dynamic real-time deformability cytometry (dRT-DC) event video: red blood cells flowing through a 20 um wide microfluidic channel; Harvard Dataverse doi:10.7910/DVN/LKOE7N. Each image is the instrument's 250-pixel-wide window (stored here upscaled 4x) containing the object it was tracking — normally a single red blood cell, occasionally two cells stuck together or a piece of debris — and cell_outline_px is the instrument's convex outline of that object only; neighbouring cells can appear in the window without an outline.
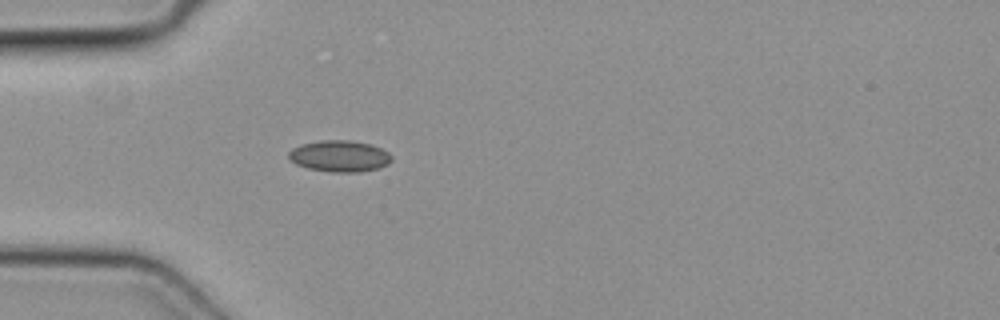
{"species": "common noctule bat (a hibernating species)", "species_latin": "Nyctalus noctula", "temperature_condition": "cold", "stored_images_in_passage": 29, "camera_frame_rate_fps": 3000, "um_per_image_px": 0.085, "animal": {"sex": "female", "body_mass_g": 19.3, "forearm_length_mm": 54.1}, "frame": {"image": 1, "passage_image": 1, "time_ms": 0.0, "image_size_px": [1000, 320], "cell_outline_px": [[392, 160], [388, 164], [380, 168], [360, 172], [328, 172], [308, 168], [296, 164], [288, 160], [288, 152], [292, 148], [300, 144], [320, 140], [348, 140], [372, 144], [388, 152], [392, 156]], "centroid_in_image_um": [28.85, 13.27], "position_along_channel_um": 56.2, "area_um2": 19.13}}
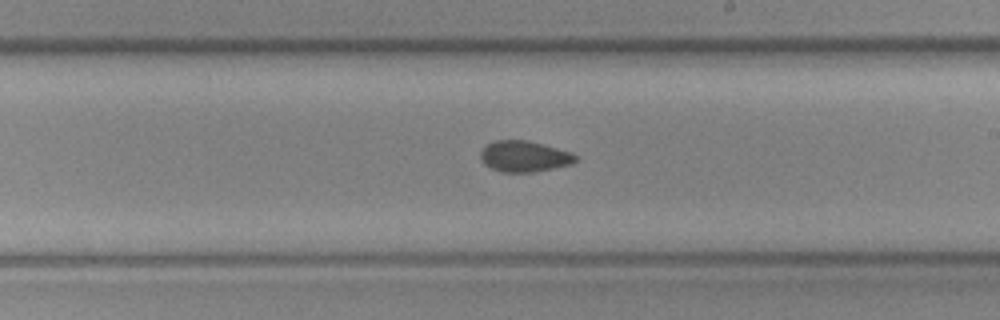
{"frame": {"image": 2, "passage_image": 15, "time_ms": 4.667, "image_size_px": [1000, 320], "cell_outline_px": [[580, 156], [572, 164], [532, 172], [504, 172], [492, 168], [484, 164], [480, 160], [480, 152], [488, 144], [496, 140], [528, 140], [572, 152]], "centroid_in_image_um": [44.58, 13.28], "position_along_channel_um": 244.4, "area_um2": 17.17}}
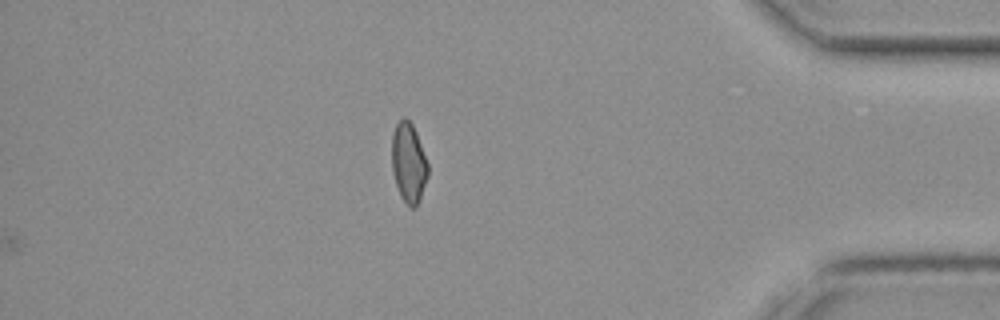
{"frame": {"image": 3, "passage_image": 29, "time_ms": 9.333, "image_size_px": [1000, 320], "cell_outline_px": [[428, 176], [416, 208], [412, 208], [400, 196], [392, 172], [392, 132], [396, 124], [404, 116], [412, 124], [416, 132], [428, 164]], "centroid_in_image_um": [34.72, 13.82], "position_along_channel_um": 400.5, "area_um2": 16.7}}